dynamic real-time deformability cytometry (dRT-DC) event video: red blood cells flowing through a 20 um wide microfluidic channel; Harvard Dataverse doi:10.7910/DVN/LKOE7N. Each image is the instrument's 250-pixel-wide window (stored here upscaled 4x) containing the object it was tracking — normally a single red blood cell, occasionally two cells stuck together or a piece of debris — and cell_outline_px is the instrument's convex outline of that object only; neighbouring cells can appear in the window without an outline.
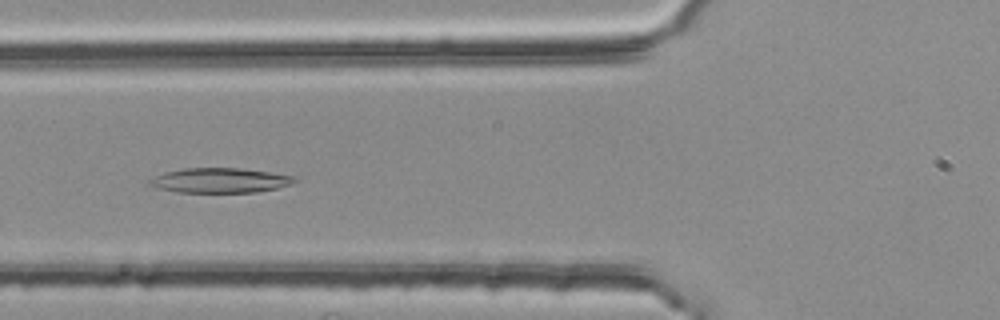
{"species": "common noctule bat (a hibernating species)", "species_latin": "Nyctalus noctula", "temperature_condition": "room temperature", "stored_images_in_passage": 52, "camera_frame_rate_fps": 3000, "um_per_image_px": 0.085, "animal": {"sex": "female", "body_mass_g": 25.1}, "frame": {"image": 1, "passage_image": 20, "time_ms": 6.333, "image_size_px": [1000, 320], "cell_outline_px": [[296, 180], [292, 184], [276, 188], [256, 192], [176, 192], [156, 188], [148, 184], [148, 180], [164, 172], [184, 168], [240, 168], [296, 176]], "centroid_in_image_um": [18.67, 15.33], "position_along_channel_um": 107.1, "area_um2": 20.92}}
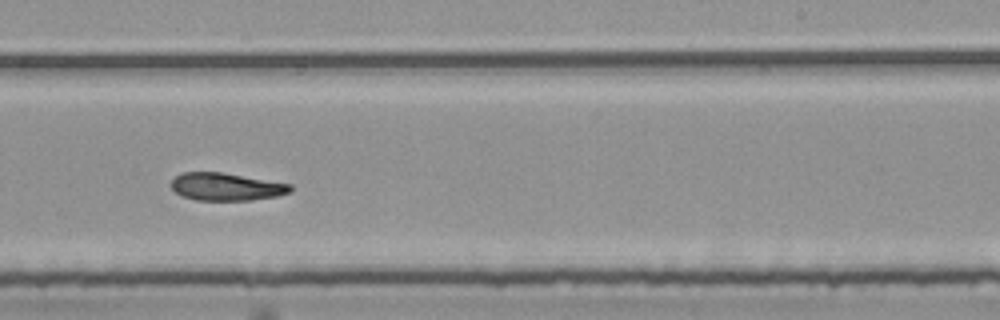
{"frame": {"image": 2, "passage_image": 33, "time_ms": 10.667, "image_size_px": [1000, 320], "cell_outline_px": [[292, 192], [276, 196], [252, 200], [196, 200], [184, 196], [176, 192], [172, 188], [172, 180], [176, 176], [184, 172], [220, 172], [292, 184]], "centroid_in_image_um": [19.26, 15.87], "position_along_channel_um": 269.7, "area_um2": 19.02}}
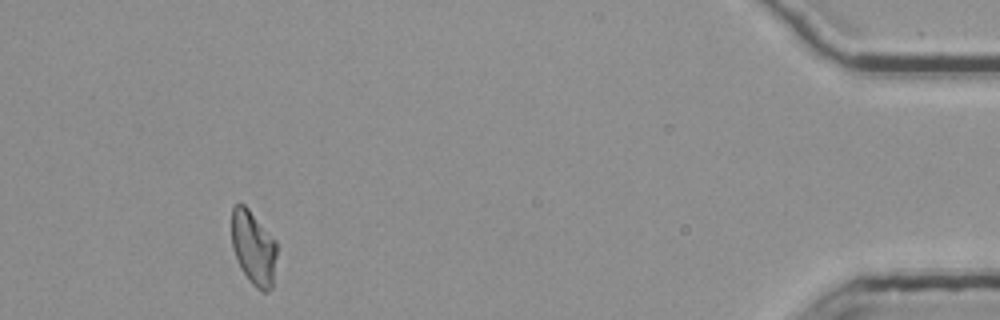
{"frame": {"image": 3, "passage_image": 50, "time_ms": 16.333, "image_size_px": [1000, 320], "cell_outline_px": [[276, 256], [272, 288], [268, 292], [260, 292], [248, 280], [240, 268], [236, 260], [232, 248], [232, 208], [236, 204], [244, 204], [248, 208], [276, 240]], "centroid_in_image_um": [21.54, 21.1], "position_along_channel_um": 413.7, "area_um2": 19.71}, "authors_computed_cell_mechanics": {"area_um2": 20.5768, "velocity_mm_per_s": 3.7543, "shape_relaxation_time_tau1_ms": 11.2111, "shape_relaxation_time_tau2_ms": null, "deformation_change_tau1": 0.2357, "deformation_change_tau2": null}}